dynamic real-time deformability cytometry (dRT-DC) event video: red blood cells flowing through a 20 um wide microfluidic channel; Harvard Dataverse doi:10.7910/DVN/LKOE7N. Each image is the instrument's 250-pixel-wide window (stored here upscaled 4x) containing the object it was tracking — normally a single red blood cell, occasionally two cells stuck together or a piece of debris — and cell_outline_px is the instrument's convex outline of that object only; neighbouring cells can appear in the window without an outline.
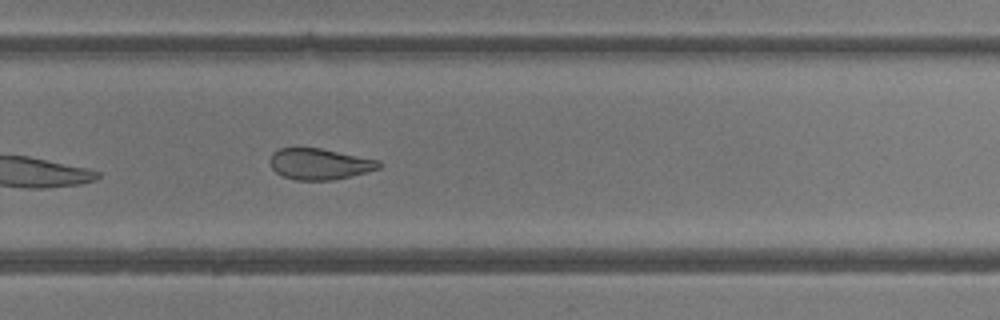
{"species": "common noctule bat (a hibernating species)", "species_latin": "Nyctalus noctula", "temperature_condition": "room temperature", "stored_images_in_passage": 15, "camera_frame_rate_fps": 3000, "um_per_image_px": 0.085, "animal": {"sex": "female"}, "frame": {"image": 1, "passage_image": 15, "time_ms": 4.667, "image_size_px": [1000, 320], "cell_outline_px": [[384, 164], [380, 168], [368, 172], [332, 180], [296, 180], [284, 176], [276, 172], [268, 164], [268, 160], [272, 152], [280, 148], [320, 148], [380, 160]], "centroid_in_image_um": [27.17, 13.93], "position_along_channel_um": 302.6, "area_um2": 19.94}}